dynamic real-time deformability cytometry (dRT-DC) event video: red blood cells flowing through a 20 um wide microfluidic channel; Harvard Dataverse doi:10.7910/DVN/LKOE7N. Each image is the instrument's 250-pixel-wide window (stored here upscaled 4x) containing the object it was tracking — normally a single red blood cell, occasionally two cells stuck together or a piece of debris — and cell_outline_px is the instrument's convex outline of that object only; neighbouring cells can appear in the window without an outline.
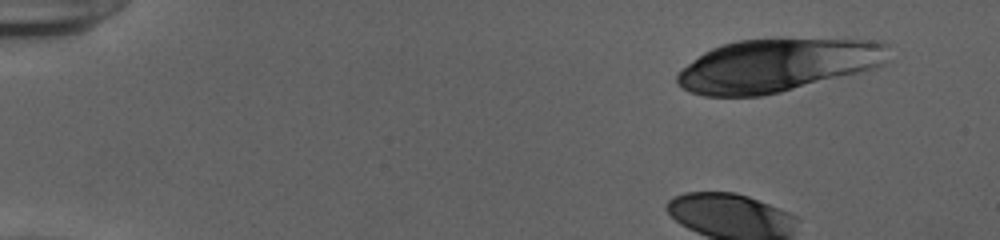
{"species": "human", "species_latin": "Homo sapiens", "temperature_condition": "cold", "stored_images_in_passage": 27, "camera_frame_rate_fps": 3000, "um_per_image_px": 0.085, "donor": {"sex": "female"}, "frame": {"image": 1, "passage_image": 5, "time_ms": 1.333, "image_size_px": [1000, 240], "cell_outline_px": [[888, 44], [884, 64], [876, 68], [780, 92], [760, 96], [704, 96], [692, 92], [676, 84], [676, 76], [688, 64], [704, 52], [712, 48], [736, 40], [872, 40]], "centroid_in_image_um": [66.04, 5.57], "position_along_channel_um": 19.0, "area_um2": 64.16}}